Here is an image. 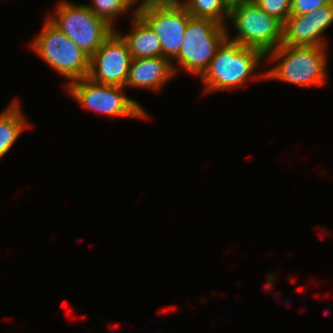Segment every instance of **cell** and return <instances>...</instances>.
I'll use <instances>...</instances> for the list:
<instances>
[{
    "mask_svg": "<svg viewBox=\"0 0 333 333\" xmlns=\"http://www.w3.org/2000/svg\"><path fill=\"white\" fill-rule=\"evenodd\" d=\"M222 1L229 9H231L234 6L241 4L245 0H222Z\"/></svg>",
    "mask_w": 333,
    "mask_h": 333,
    "instance_id": "18",
    "label": "cell"
},
{
    "mask_svg": "<svg viewBox=\"0 0 333 333\" xmlns=\"http://www.w3.org/2000/svg\"><path fill=\"white\" fill-rule=\"evenodd\" d=\"M69 94L81 106L108 116L146 118L144 109L122 93L123 86L94 82L89 77L66 85Z\"/></svg>",
    "mask_w": 333,
    "mask_h": 333,
    "instance_id": "8",
    "label": "cell"
},
{
    "mask_svg": "<svg viewBox=\"0 0 333 333\" xmlns=\"http://www.w3.org/2000/svg\"><path fill=\"white\" fill-rule=\"evenodd\" d=\"M266 57H269L271 62H279L267 72L259 74V77L297 86H321L326 82L325 47L281 44L267 53Z\"/></svg>",
    "mask_w": 333,
    "mask_h": 333,
    "instance_id": "1",
    "label": "cell"
},
{
    "mask_svg": "<svg viewBox=\"0 0 333 333\" xmlns=\"http://www.w3.org/2000/svg\"><path fill=\"white\" fill-rule=\"evenodd\" d=\"M227 27L214 20L191 17L184 32L181 50L175 58L180 68L201 77L218 47L227 38Z\"/></svg>",
    "mask_w": 333,
    "mask_h": 333,
    "instance_id": "6",
    "label": "cell"
},
{
    "mask_svg": "<svg viewBox=\"0 0 333 333\" xmlns=\"http://www.w3.org/2000/svg\"><path fill=\"white\" fill-rule=\"evenodd\" d=\"M20 107L15 99L0 113V158L10 151L22 131L29 127Z\"/></svg>",
    "mask_w": 333,
    "mask_h": 333,
    "instance_id": "13",
    "label": "cell"
},
{
    "mask_svg": "<svg viewBox=\"0 0 333 333\" xmlns=\"http://www.w3.org/2000/svg\"><path fill=\"white\" fill-rule=\"evenodd\" d=\"M163 56L132 59L125 87L160 90L178 68Z\"/></svg>",
    "mask_w": 333,
    "mask_h": 333,
    "instance_id": "11",
    "label": "cell"
},
{
    "mask_svg": "<svg viewBox=\"0 0 333 333\" xmlns=\"http://www.w3.org/2000/svg\"><path fill=\"white\" fill-rule=\"evenodd\" d=\"M56 14L47 18L91 57L115 30L86 5L60 1Z\"/></svg>",
    "mask_w": 333,
    "mask_h": 333,
    "instance_id": "5",
    "label": "cell"
},
{
    "mask_svg": "<svg viewBox=\"0 0 333 333\" xmlns=\"http://www.w3.org/2000/svg\"><path fill=\"white\" fill-rule=\"evenodd\" d=\"M266 55L259 49L244 47L226 38L218 47L208 69L201 76L204 92L243 86Z\"/></svg>",
    "mask_w": 333,
    "mask_h": 333,
    "instance_id": "2",
    "label": "cell"
},
{
    "mask_svg": "<svg viewBox=\"0 0 333 333\" xmlns=\"http://www.w3.org/2000/svg\"><path fill=\"white\" fill-rule=\"evenodd\" d=\"M191 17L214 20L227 26L230 9L222 0H185L181 2ZM225 20V21H224Z\"/></svg>",
    "mask_w": 333,
    "mask_h": 333,
    "instance_id": "14",
    "label": "cell"
},
{
    "mask_svg": "<svg viewBox=\"0 0 333 333\" xmlns=\"http://www.w3.org/2000/svg\"><path fill=\"white\" fill-rule=\"evenodd\" d=\"M31 47L47 64L69 80V84L88 77L90 57L48 18Z\"/></svg>",
    "mask_w": 333,
    "mask_h": 333,
    "instance_id": "4",
    "label": "cell"
},
{
    "mask_svg": "<svg viewBox=\"0 0 333 333\" xmlns=\"http://www.w3.org/2000/svg\"><path fill=\"white\" fill-rule=\"evenodd\" d=\"M140 2L133 14H137L159 37L163 57L171 62L181 50L191 15L182 3Z\"/></svg>",
    "mask_w": 333,
    "mask_h": 333,
    "instance_id": "7",
    "label": "cell"
},
{
    "mask_svg": "<svg viewBox=\"0 0 333 333\" xmlns=\"http://www.w3.org/2000/svg\"><path fill=\"white\" fill-rule=\"evenodd\" d=\"M229 21L238 34L234 38L227 35V38L244 47L259 49L266 55L283 42L284 24L263 11L255 0H245L232 7Z\"/></svg>",
    "mask_w": 333,
    "mask_h": 333,
    "instance_id": "3",
    "label": "cell"
},
{
    "mask_svg": "<svg viewBox=\"0 0 333 333\" xmlns=\"http://www.w3.org/2000/svg\"><path fill=\"white\" fill-rule=\"evenodd\" d=\"M331 2L333 0H292L291 15H304Z\"/></svg>",
    "mask_w": 333,
    "mask_h": 333,
    "instance_id": "17",
    "label": "cell"
},
{
    "mask_svg": "<svg viewBox=\"0 0 333 333\" xmlns=\"http://www.w3.org/2000/svg\"><path fill=\"white\" fill-rule=\"evenodd\" d=\"M131 33L121 35L126 41L132 59L163 56L159 37L137 15H133Z\"/></svg>",
    "mask_w": 333,
    "mask_h": 333,
    "instance_id": "12",
    "label": "cell"
},
{
    "mask_svg": "<svg viewBox=\"0 0 333 333\" xmlns=\"http://www.w3.org/2000/svg\"><path fill=\"white\" fill-rule=\"evenodd\" d=\"M114 30L102 46L90 57L88 77L94 82L125 86L132 56L121 33Z\"/></svg>",
    "mask_w": 333,
    "mask_h": 333,
    "instance_id": "9",
    "label": "cell"
},
{
    "mask_svg": "<svg viewBox=\"0 0 333 333\" xmlns=\"http://www.w3.org/2000/svg\"><path fill=\"white\" fill-rule=\"evenodd\" d=\"M332 23L333 2L304 15H290L283 26L282 44L325 47L321 35Z\"/></svg>",
    "mask_w": 333,
    "mask_h": 333,
    "instance_id": "10",
    "label": "cell"
},
{
    "mask_svg": "<svg viewBox=\"0 0 333 333\" xmlns=\"http://www.w3.org/2000/svg\"><path fill=\"white\" fill-rule=\"evenodd\" d=\"M157 3H181V0H150Z\"/></svg>",
    "mask_w": 333,
    "mask_h": 333,
    "instance_id": "20",
    "label": "cell"
},
{
    "mask_svg": "<svg viewBox=\"0 0 333 333\" xmlns=\"http://www.w3.org/2000/svg\"><path fill=\"white\" fill-rule=\"evenodd\" d=\"M124 3L129 9L134 5V3H138V0H120Z\"/></svg>",
    "mask_w": 333,
    "mask_h": 333,
    "instance_id": "19",
    "label": "cell"
},
{
    "mask_svg": "<svg viewBox=\"0 0 333 333\" xmlns=\"http://www.w3.org/2000/svg\"><path fill=\"white\" fill-rule=\"evenodd\" d=\"M292 0H255L268 15L280 20L283 24L291 15Z\"/></svg>",
    "mask_w": 333,
    "mask_h": 333,
    "instance_id": "16",
    "label": "cell"
},
{
    "mask_svg": "<svg viewBox=\"0 0 333 333\" xmlns=\"http://www.w3.org/2000/svg\"><path fill=\"white\" fill-rule=\"evenodd\" d=\"M92 5L86 6L99 18L105 20L113 27V21L119 14L126 12L129 8L120 0H91Z\"/></svg>",
    "mask_w": 333,
    "mask_h": 333,
    "instance_id": "15",
    "label": "cell"
}]
</instances>
